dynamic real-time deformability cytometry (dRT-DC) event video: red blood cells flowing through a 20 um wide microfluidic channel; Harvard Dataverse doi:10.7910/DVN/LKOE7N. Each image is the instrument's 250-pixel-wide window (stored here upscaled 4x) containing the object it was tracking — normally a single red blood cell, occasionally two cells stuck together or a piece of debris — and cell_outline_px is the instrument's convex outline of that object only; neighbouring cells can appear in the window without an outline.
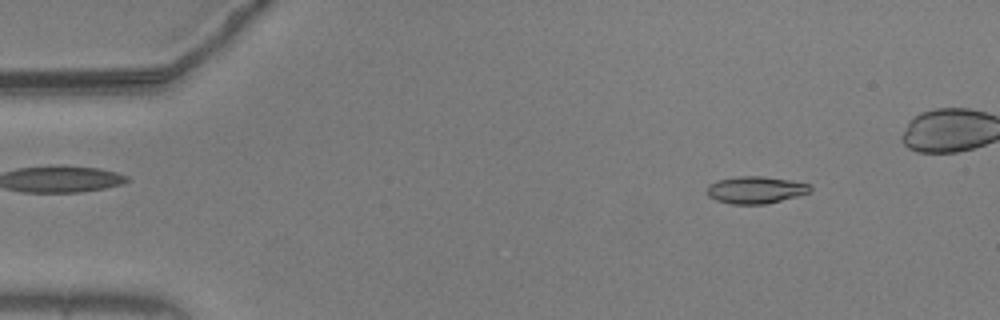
{"species": "common noctule bat (a hibernating species)", "species_latin": "Nyctalus noctula", "temperature_condition": "warm", "stored_images_in_passage": 49, "camera_frame_rate_fps": 3000, "um_per_image_px": 0.085, "animal": {"sex": "male", "body_mass_g": 20.5, "forearm_length_mm": 52.5}, "frame": {"image": 1, "passage_image": 6, "time_ms": 1.667, "image_size_px": [1000, 320], "cell_outline_px": [[812, 192], [764, 204], [732, 204], [716, 200], [708, 196], [708, 184], [716, 180], [740, 176], [764, 176], [812, 184]], "centroid_in_image_um": [64.24, 16.13], "position_along_channel_um": 20.8, "area_um2": 16.3}}
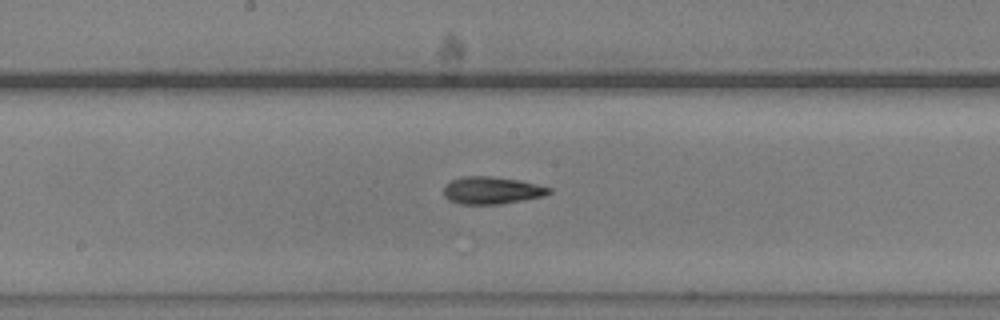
{"frame": {"image": 2, "passage_image": 28, "time_ms": 9.0, "image_size_px": [1000, 320], "cell_outline_px": [[552, 192], [544, 196], [500, 204], [460, 204], [448, 200], [444, 196], [444, 184], [452, 180], [464, 176], [488, 176], [520, 180], [552, 188]], "centroid_in_image_um": [41.79, 16.18], "position_along_channel_um": 206.4, "area_um2": 16.82}}
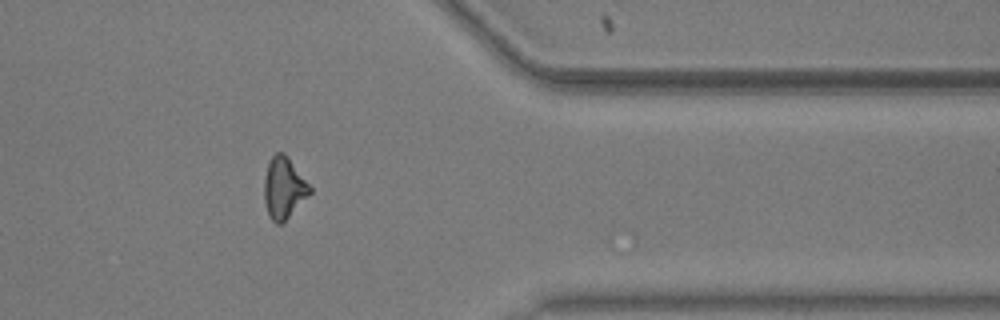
{"frame": {"image": 3, "passage_image": 44, "time_ms": 14.333, "image_size_px": [1000, 320], "cell_outline_px": [[312, 192], [280, 224], [276, 224], [268, 216], [264, 200], [264, 176], [268, 164], [272, 156], [276, 152], [284, 152], [288, 156], [312, 188]], "centroid_in_image_um": [24.11, 15.95], "position_along_channel_um": 387.3, "area_um2": 16.24}, "authors_computed_cell_mechanics": {"area_um2": 16.2996, "velocity_mm_per_s": 3.679, "shape_relaxation_time_tau1_ms": 3.3513, "shape_relaxation_time_tau2_ms": 7.2206, "deformation_change_tau1": 0.13, "deformation_change_tau2": 0.1797}}